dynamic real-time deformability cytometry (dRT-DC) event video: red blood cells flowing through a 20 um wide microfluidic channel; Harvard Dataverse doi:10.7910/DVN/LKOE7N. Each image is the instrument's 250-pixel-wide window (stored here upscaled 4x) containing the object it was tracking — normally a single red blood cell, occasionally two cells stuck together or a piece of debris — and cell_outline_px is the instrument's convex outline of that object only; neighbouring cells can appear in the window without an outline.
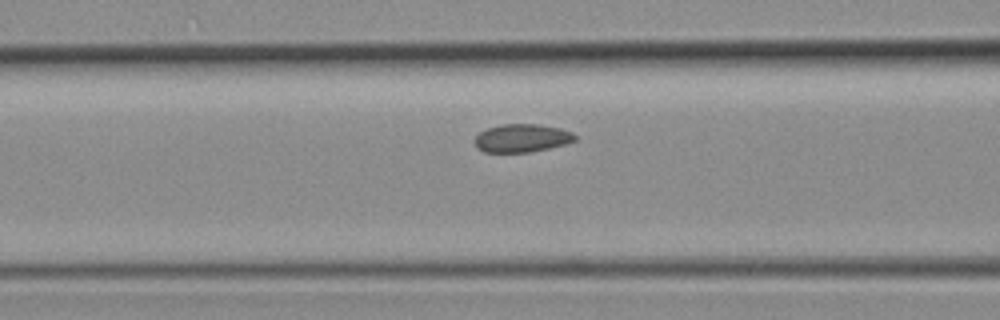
{"species": "common noctule bat (a hibernating species)", "species_latin": "Nyctalus noctula", "temperature_condition": "room temperature", "stored_images_in_passage": 4, "camera_frame_rate_fps": 3000, "um_per_image_px": 0.085, "animal": {"sex": "female", "body_mass_g": 19.3, "forearm_length_mm": 54.1}, "frame": {"image": 1, "passage_image": 4, "time_ms": 1.0, "image_size_px": [1000, 320], "cell_outline_px": [[580, 136], [576, 140], [564, 144], [548, 148], [528, 152], [484, 152], [476, 148], [472, 140], [480, 132], [488, 128], [500, 124], [536, 124], [560, 128], [572, 132]], "centroid_in_image_um": [44.34, 11.74], "position_along_channel_um": 122.3, "area_um2": 16.59}}